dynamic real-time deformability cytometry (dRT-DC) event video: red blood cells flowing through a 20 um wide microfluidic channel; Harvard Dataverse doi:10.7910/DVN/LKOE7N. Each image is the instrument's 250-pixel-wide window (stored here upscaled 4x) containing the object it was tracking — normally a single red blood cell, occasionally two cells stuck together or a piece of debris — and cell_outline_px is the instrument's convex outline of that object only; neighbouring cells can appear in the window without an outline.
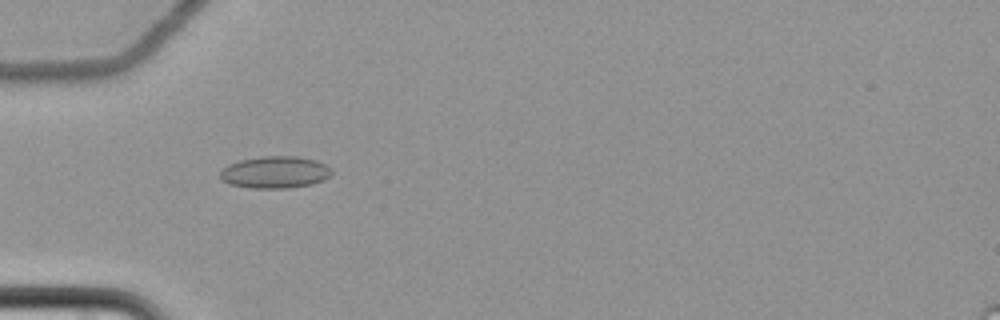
{"species": "common noctule bat (a hibernating species)", "species_latin": "Nyctalus noctula", "temperature_condition": "cold", "stored_images_in_passage": 61, "camera_frame_rate_fps": 3000, "um_per_image_px": 0.085, "animal": {"sex": "female", "body_mass_g": 22.7, "forearm_length_mm": 54.2}, "frame": {"image": 1, "passage_image": 21, "time_ms": 6.667, "image_size_px": [1000, 320], "cell_outline_px": [[332, 172], [324, 180], [312, 184], [288, 188], [252, 188], [228, 184], [220, 180], [220, 172], [228, 164], [240, 160], [264, 156], [296, 156], [316, 160], [324, 164]], "centroid_in_image_um": [23.34, 14.64], "position_along_channel_um": 61.7, "area_um2": 20.75}}
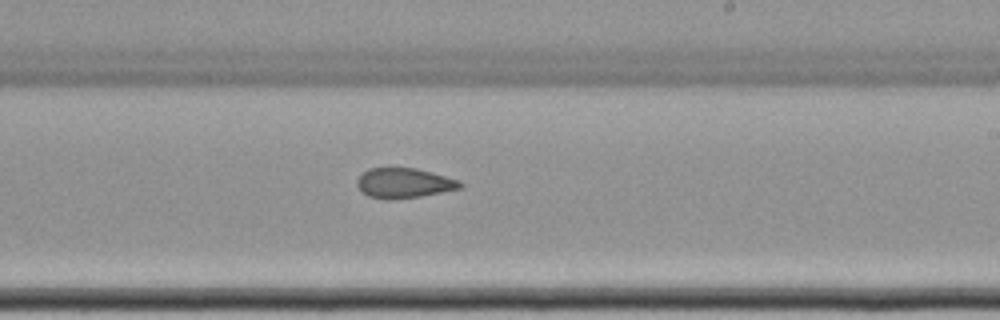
{"frame": {"image": 2, "passage_image": 38, "time_ms": 12.333, "image_size_px": [1000, 320], "cell_outline_px": [[464, 184], [460, 188], [420, 196], [396, 200], [384, 200], [368, 196], [356, 184], [356, 180], [368, 168], [416, 168], [432, 172], [460, 180]], "centroid_in_image_um": [34.34, 15.56], "position_along_channel_um": 254.7, "area_um2": 18.03}}
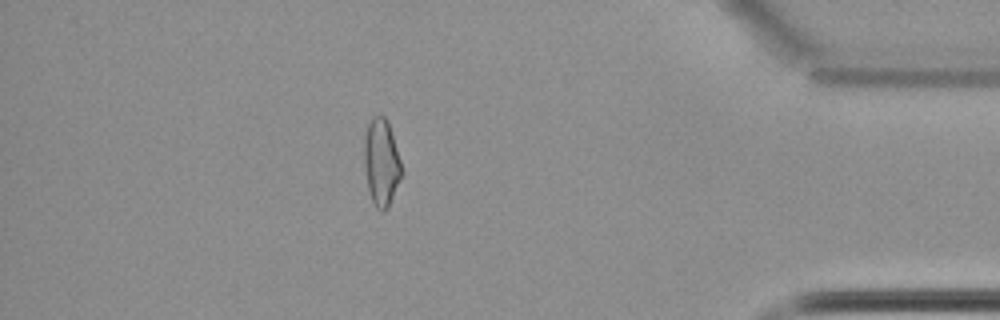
{"frame": {"image": 3, "passage_image": 54, "time_ms": 17.667, "image_size_px": [1000, 320], "cell_outline_px": [[404, 172], [388, 208], [384, 212], [380, 212], [376, 208], [372, 200], [368, 188], [364, 164], [364, 136], [368, 124], [372, 116], [384, 116], [388, 120]], "centroid_in_image_um": [32.43, 13.82], "position_along_channel_um": 402.8, "area_um2": 19.25}, "authors_computed_cell_mechanics": {"area_um2": 19.363, "velocity_mm_per_s": 3.4994, "shape_relaxation_time_tau1_ms": null, "shape_relaxation_time_tau2_ms": 2.0468, "deformation_change_tau1": null, "deformation_change_tau2": 0.0651}}